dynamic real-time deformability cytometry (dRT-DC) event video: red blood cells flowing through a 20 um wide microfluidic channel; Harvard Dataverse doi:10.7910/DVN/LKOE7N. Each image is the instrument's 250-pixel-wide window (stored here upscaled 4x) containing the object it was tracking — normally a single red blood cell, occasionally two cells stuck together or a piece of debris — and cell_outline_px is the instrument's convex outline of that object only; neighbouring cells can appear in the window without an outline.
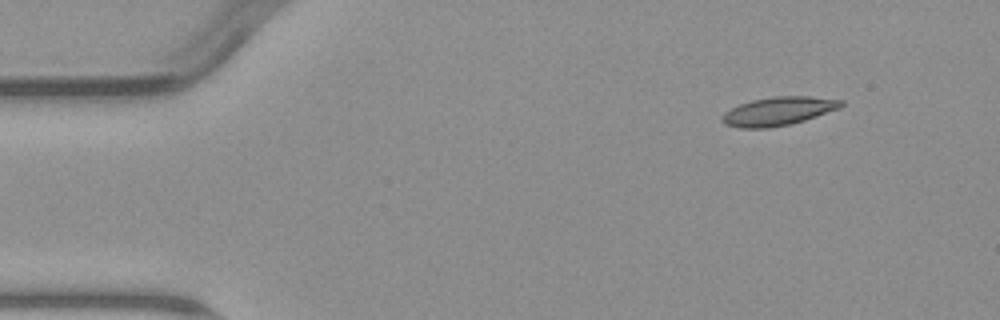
{"species": "common noctule bat (a hibernating species)", "species_latin": "Nyctalus noctula", "temperature_condition": "warm", "stored_images_in_passage": 4, "camera_frame_rate_fps": 3000, "um_per_image_px": 0.085, "animal": {"sex": "male", "body_mass_g": 23.1, "forearm_length_mm": 52.7}, "frame": {"image": 1, "passage_image": 1, "time_ms": 0.0, "image_size_px": [1000, 320], "cell_outline_px": [[844, 104], [840, 108], [804, 120], [788, 124], [768, 128], [740, 128], [724, 124], [720, 120], [720, 116], [724, 112], [740, 104], [752, 100], [772, 96], [812, 96], [844, 100]], "centroid_in_image_um": [66.14, 9.44], "position_along_channel_um": 18.9, "area_um2": 19.83}}
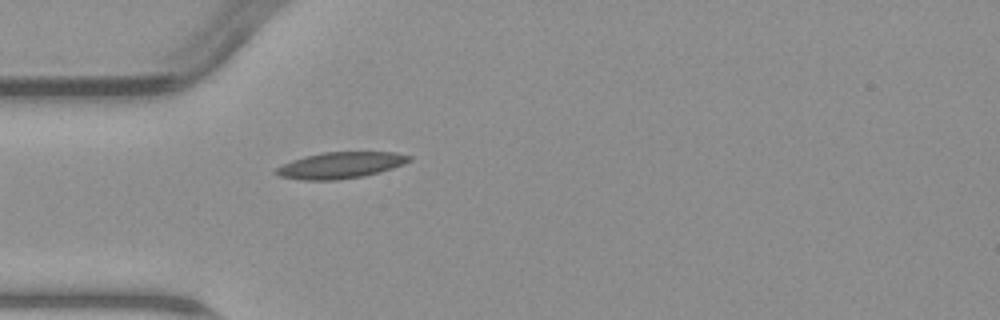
{"frame": {"image": 2, "passage_image": 4, "time_ms": 3.333, "image_size_px": [1000, 320], "cell_outline_px": [[412, 160], [404, 164], [380, 172], [364, 176], [336, 180], [300, 180], [280, 176], [272, 172], [276, 168], [292, 160], [304, 156], [324, 152], [396, 152], [412, 156]], "centroid_in_image_um": [28.95, 14.04], "position_along_channel_um": 56.0, "area_um2": 20.52}}